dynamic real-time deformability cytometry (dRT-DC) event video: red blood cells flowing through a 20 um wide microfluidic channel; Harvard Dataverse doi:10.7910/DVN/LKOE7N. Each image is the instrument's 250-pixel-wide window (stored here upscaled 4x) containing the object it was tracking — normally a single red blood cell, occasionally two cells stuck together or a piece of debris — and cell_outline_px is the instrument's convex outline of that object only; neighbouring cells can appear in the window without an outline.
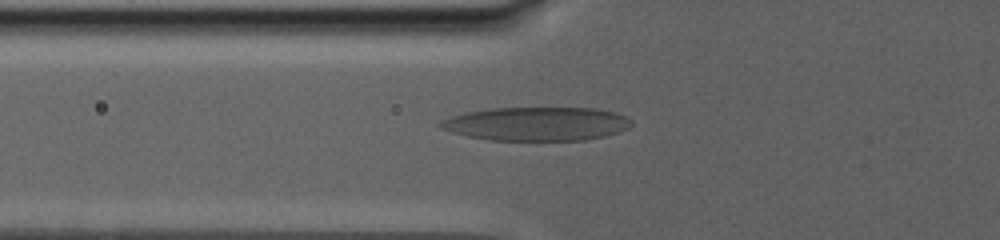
{"species": "human", "species_latin": "Homo sapiens", "temperature_condition": "warm", "stored_images_in_passage": 66, "camera_frame_rate_fps": 3000, "um_per_image_px": 0.085, "donor": {"sex": "male"}, "frame": {"image": 1, "passage_image": 17, "time_ms": 10.667, "image_size_px": [1000, 240], "cell_outline_px": [[632, 124], [628, 128], [620, 132], [604, 136], [584, 140], [488, 140], [468, 136], [452, 132], [440, 128], [436, 124], [440, 120], [464, 112], [488, 108], [592, 108], [616, 112], [632, 120]], "centroid_in_image_um": [45.59, 10.52], "position_along_channel_um": 80.2, "area_um2": 37.69}}
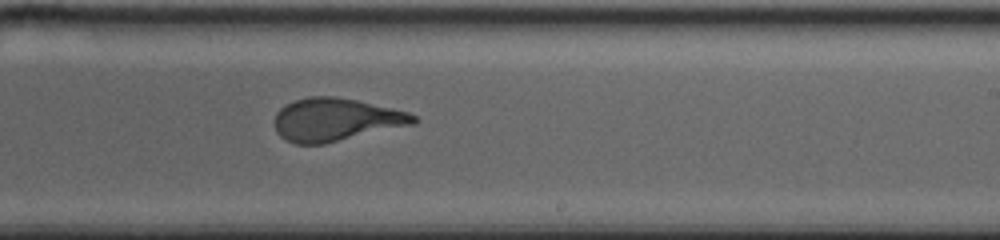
{"frame": {"image": 2, "passage_image": 34, "time_ms": 17.333, "image_size_px": [1000, 240], "cell_outline_px": [[420, 120], [416, 124], [324, 144], [296, 144], [280, 136], [276, 132], [276, 112], [280, 108], [296, 100], [308, 96], [336, 96], [356, 100], [408, 112], [416, 116]], "centroid_in_image_um": [28.58, 10.17], "position_along_channel_um": 260.4, "area_um2": 34.68}}
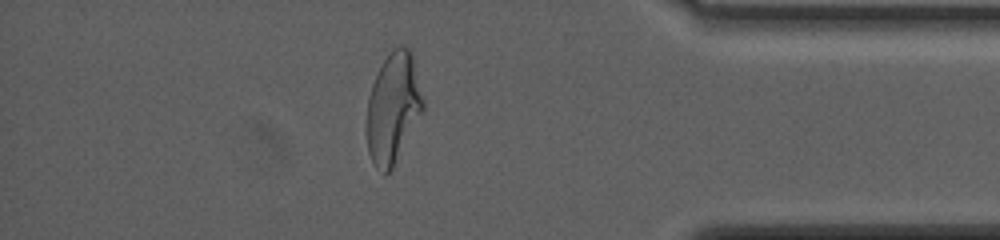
{"frame": {"image": 3, "passage_image": 55, "time_ms": 23.333, "image_size_px": [1000, 240], "cell_outline_px": [[424, 108], [392, 168], [384, 176], [376, 168], [368, 152], [368, 96], [372, 84], [384, 60], [392, 48], [400, 44], [408, 48], [412, 52], [424, 100]], "centroid_in_image_um": [33.43, 9.14], "position_along_channel_um": 401.8, "area_um2": 35.72}, "authors_computed_cell_mechanics": {"area_um2": 35.9805, "velocity_mm_per_s": 2.7163, "shape_relaxation_time_tau1_ms": 7.0452, "shape_relaxation_time_tau2_ms": null, "deformation_change_tau1": 0.2454, "deformation_change_tau2": null}}